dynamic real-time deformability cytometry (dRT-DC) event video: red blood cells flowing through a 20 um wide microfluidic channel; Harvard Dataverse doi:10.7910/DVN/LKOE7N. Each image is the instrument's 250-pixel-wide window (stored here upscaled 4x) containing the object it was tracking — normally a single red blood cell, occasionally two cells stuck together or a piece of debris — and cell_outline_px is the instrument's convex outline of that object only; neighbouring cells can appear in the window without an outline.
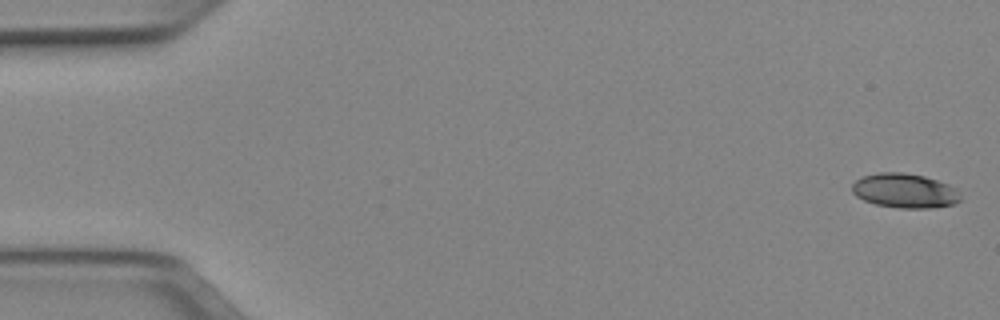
{"species": "Egyptian fruit bat (a non-hibernating species)", "species_latin": "Rousettus aegyptiacus", "temperature_condition": "cold", "stored_images_in_passage": 51, "camera_frame_rate_fps": 3000, "um_per_image_px": 0.085, "animal": {"sex": "female"}, "frame": {"image": 1, "passage_image": 1, "time_ms": 0.0, "image_size_px": [1000, 320], "cell_outline_px": [[960, 200], [952, 204], [932, 208], [900, 208], [876, 204], [864, 200], [856, 196], [852, 192], [852, 184], [856, 180], [864, 176], [880, 172], [904, 172], [924, 176], [948, 184], [956, 188], [960, 196]], "centroid_in_image_um": [76.89, 16.21], "position_along_channel_um": 8.1, "area_um2": 21.68}}
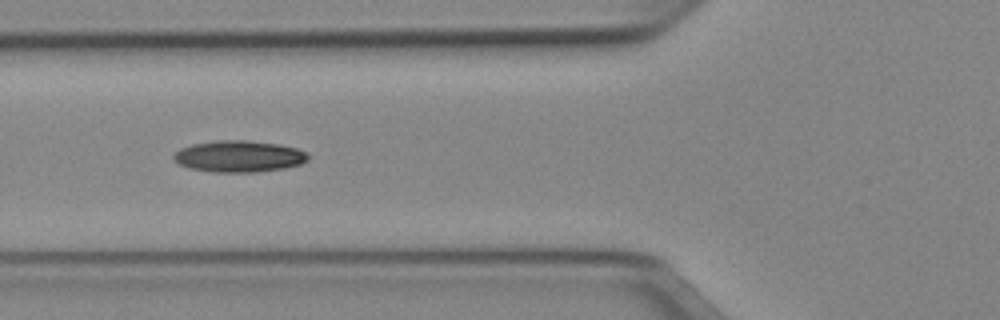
{"frame": {"image": 2, "passage_image": 19, "time_ms": 6.0, "image_size_px": [1000, 320], "cell_outline_px": [[308, 160], [300, 164], [284, 168], [256, 172], [216, 172], [188, 168], [172, 160], [172, 156], [180, 148], [192, 144], [220, 140], [248, 140], [280, 144], [296, 148], [308, 152]], "centroid_in_image_um": [20.31, 13.28], "position_along_channel_um": 105.5, "area_um2": 24.8}}
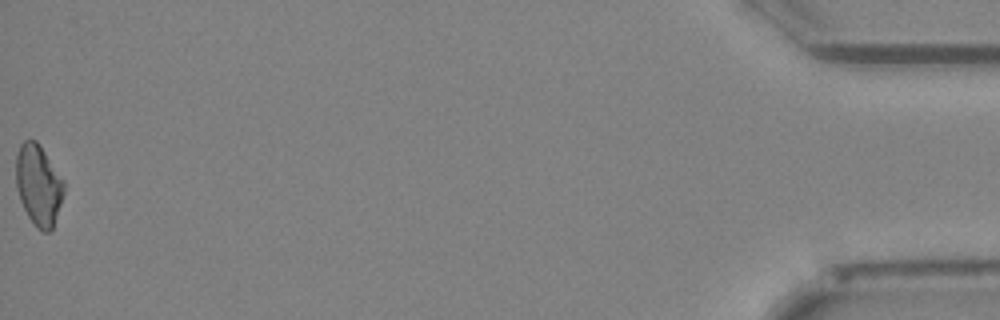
{"frame": {"image": 3, "passage_image": 51, "time_ms": 16.667, "image_size_px": [1000, 320], "cell_outline_px": [[64, 192], [52, 228], [48, 232], [44, 232], [36, 228], [28, 216], [20, 200], [16, 188], [16, 156], [20, 144], [24, 140], [36, 140], [40, 144], [64, 180]], "centroid_in_image_um": [3.26, 15.7], "position_along_channel_um": 431.9, "area_um2": 22.54}, "authors_computed_cell_mechanics": {"area_um2": 22.6576, "velocity_mm_per_s": 3.9954, "shape_relaxation_time_tau1_ms": 7.5397, "shape_relaxation_time_tau2_ms": 8.9695, "deformation_change_tau1": 0.1686, "deformation_change_tau2": 0.1888}}